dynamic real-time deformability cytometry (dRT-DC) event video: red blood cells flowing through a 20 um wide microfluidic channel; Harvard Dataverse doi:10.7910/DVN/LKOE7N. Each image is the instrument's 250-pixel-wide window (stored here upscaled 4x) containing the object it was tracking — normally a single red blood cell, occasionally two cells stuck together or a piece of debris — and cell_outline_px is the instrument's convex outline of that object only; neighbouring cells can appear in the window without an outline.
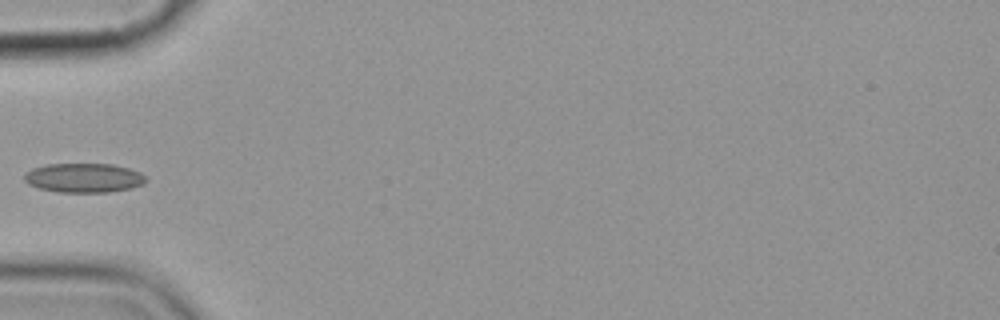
{"species": "common noctule bat (a hibernating species)", "species_latin": "Nyctalus noctula", "temperature_condition": "cold", "stored_images_in_passage": 5, "camera_frame_rate_fps": 3000, "um_per_image_px": 0.085, "animal": {"sex": "female", "body_mass_g": 19.9}, "frame": {"image": 1, "passage_image": 2, "time_ms": 2.333, "image_size_px": [1000, 320], "cell_outline_px": [[148, 180], [144, 184], [132, 188], [108, 192], [56, 192], [40, 188], [28, 184], [24, 180], [24, 176], [32, 168], [48, 164], [112, 164], [128, 168], [140, 172]], "centroid_in_image_um": [7.15, 15.12], "position_along_channel_um": 77.9, "area_um2": 20.75}}
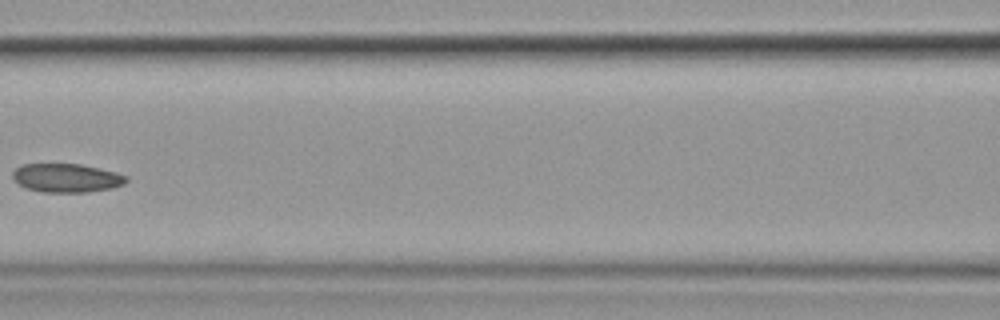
{"frame": {"image": 2, "passage_image": 4, "time_ms": 4.667, "image_size_px": [1000, 320], "cell_outline_px": [[128, 180], [124, 184], [112, 188], [88, 192], [44, 192], [28, 188], [20, 184], [12, 176], [12, 172], [16, 168], [24, 164], [80, 164], [100, 168], [116, 172], [128, 176]], "centroid_in_image_um": [5.71, 15.12], "position_along_channel_um": 160.9, "area_um2": 18.9}}
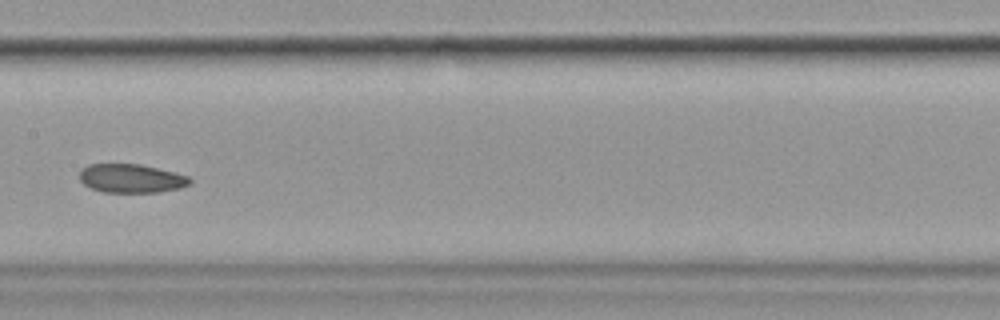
{"frame": {"image": 3, "passage_image": 5, "time_ms": 5.667, "image_size_px": [1000, 320], "cell_outline_px": [[192, 184], [180, 188], [156, 192], [104, 192], [92, 188], [84, 184], [80, 180], [80, 168], [88, 164], [140, 164], [176, 172], [188, 176], [192, 180]], "centroid_in_image_um": [11.17, 15.15], "position_along_channel_um": 196.2, "area_um2": 18.55}}